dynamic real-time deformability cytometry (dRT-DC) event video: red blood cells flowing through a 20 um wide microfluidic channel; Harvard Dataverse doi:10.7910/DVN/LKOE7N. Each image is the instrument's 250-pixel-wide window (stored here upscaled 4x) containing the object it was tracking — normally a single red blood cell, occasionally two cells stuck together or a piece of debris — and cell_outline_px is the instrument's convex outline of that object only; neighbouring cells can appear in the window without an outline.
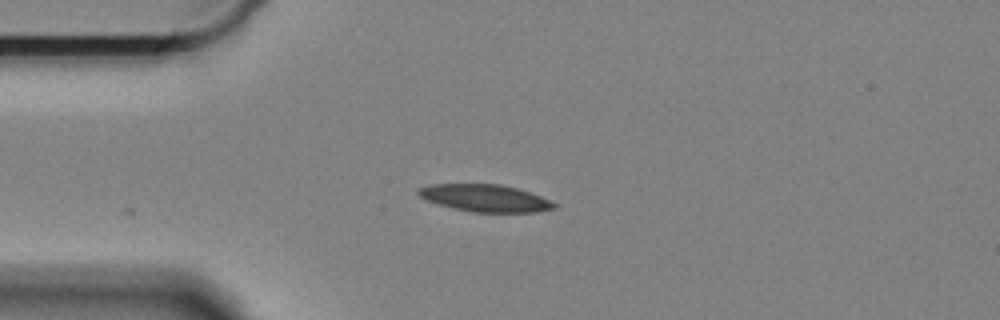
{"species": "Egyptian fruit bat (a non-hibernating species)", "species_latin": "Rousettus aegyptiacus", "temperature_condition": "cold", "stored_images_in_passage": 7, "camera_frame_rate_fps": 3000, "um_per_image_px": 0.085, "animal": {"sex": "female"}, "frame": {"image": 1, "passage_image": 1, "time_ms": 0.0, "image_size_px": [1000, 320], "cell_outline_px": [[556, 208], [536, 212], [472, 212], [452, 208], [436, 204], [420, 196], [416, 192], [416, 188], [428, 184], [500, 184], [516, 188], [540, 196], [556, 204]], "centroid_in_image_um": [41.17, 16.83], "position_along_channel_um": 43.8, "area_um2": 21.5}}
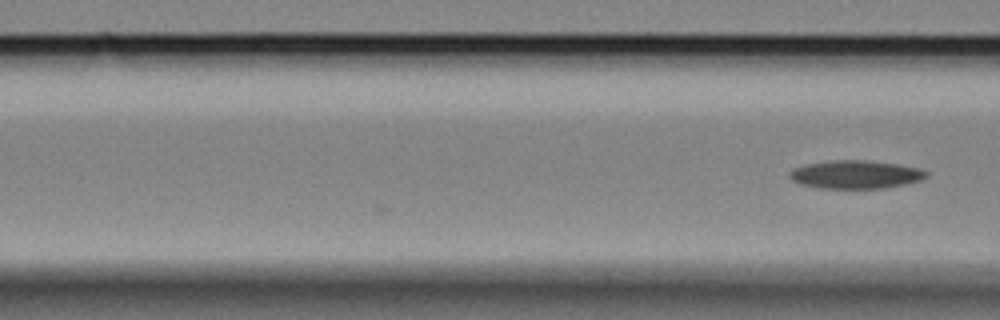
{"frame": {"image": 2, "passage_image": 7, "time_ms": 2.0, "image_size_px": [1000, 320], "cell_outline_px": [[928, 176], [920, 180], [904, 184], [884, 188], [820, 188], [800, 184], [792, 180], [788, 176], [788, 172], [792, 168], [804, 164], [828, 160], [868, 160], [896, 164], [920, 168], [928, 172]], "centroid_in_image_um": [72.68, 14.82], "position_along_channel_um": 93.9, "area_um2": 22.66}}